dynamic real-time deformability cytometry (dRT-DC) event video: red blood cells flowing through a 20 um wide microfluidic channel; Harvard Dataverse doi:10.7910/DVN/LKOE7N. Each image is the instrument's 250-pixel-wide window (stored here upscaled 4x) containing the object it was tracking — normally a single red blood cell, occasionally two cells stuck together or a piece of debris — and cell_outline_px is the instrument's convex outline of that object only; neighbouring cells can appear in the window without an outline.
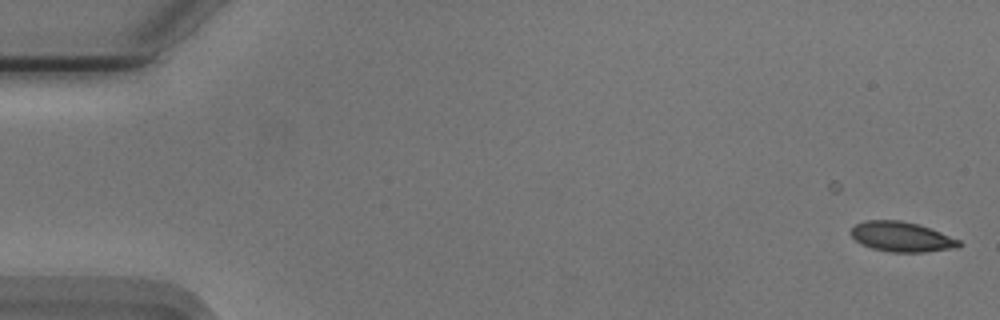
{"species": "Egyptian fruit bat (a non-hibernating species)", "species_latin": "Rousettus aegyptiacus", "temperature_condition": "cold", "stored_images_in_passage": 17, "camera_frame_rate_fps": 3000, "um_per_image_px": 0.085, "animal": {"sex": "male"}, "frame": {"image": 1, "passage_image": 1, "time_ms": 0.0, "image_size_px": [1000, 320], "cell_outline_px": [[964, 244], [960, 248], [924, 252], [892, 252], [872, 248], [860, 244], [848, 232], [856, 224], [864, 220], [900, 220], [920, 224], [960, 240]], "centroid_in_image_um": [76.66, 20.13], "position_along_channel_um": 8.3, "area_um2": 19.13}}
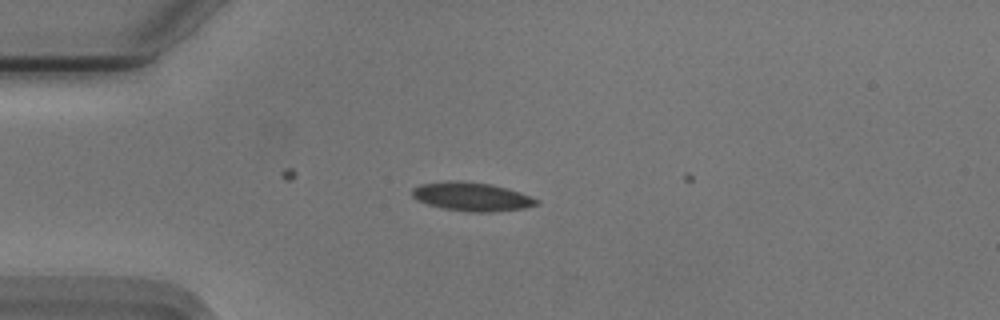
{"frame": {"image": 2, "passage_image": 14, "time_ms": 4.333, "image_size_px": [1000, 320], "cell_outline_px": [[540, 204], [524, 208], [492, 212], [468, 212], [440, 208], [416, 200], [412, 196], [412, 188], [420, 184], [444, 180], [460, 180], [488, 184], [520, 192], [540, 200]], "centroid_in_image_um": [40.06, 16.72], "position_along_channel_um": 44.9, "area_um2": 20.98}}